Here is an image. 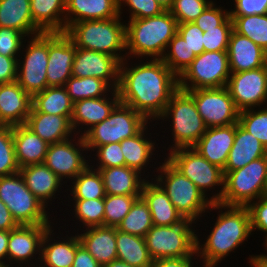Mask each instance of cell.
Returning a JSON list of instances; mask_svg holds the SVG:
<instances>
[{"label":"cell","mask_w":267,"mask_h":267,"mask_svg":"<svg viewBox=\"0 0 267 267\" xmlns=\"http://www.w3.org/2000/svg\"><path fill=\"white\" fill-rule=\"evenodd\" d=\"M0 27L16 29L26 37L43 32L33 22L30 0H0Z\"/></svg>","instance_id":"obj_35"},{"label":"cell","mask_w":267,"mask_h":267,"mask_svg":"<svg viewBox=\"0 0 267 267\" xmlns=\"http://www.w3.org/2000/svg\"><path fill=\"white\" fill-rule=\"evenodd\" d=\"M72 267H102L80 243L77 235V250Z\"/></svg>","instance_id":"obj_58"},{"label":"cell","mask_w":267,"mask_h":267,"mask_svg":"<svg viewBox=\"0 0 267 267\" xmlns=\"http://www.w3.org/2000/svg\"><path fill=\"white\" fill-rule=\"evenodd\" d=\"M227 51H204L196 55L191 65L178 78L179 89L220 88L230 77Z\"/></svg>","instance_id":"obj_13"},{"label":"cell","mask_w":267,"mask_h":267,"mask_svg":"<svg viewBox=\"0 0 267 267\" xmlns=\"http://www.w3.org/2000/svg\"><path fill=\"white\" fill-rule=\"evenodd\" d=\"M178 30L169 10L159 15L125 21L126 56L133 59H161Z\"/></svg>","instance_id":"obj_4"},{"label":"cell","mask_w":267,"mask_h":267,"mask_svg":"<svg viewBox=\"0 0 267 267\" xmlns=\"http://www.w3.org/2000/svg\"><path fill=\"white\" fill-rule=\"evenodd\" d=\"M248 267H267V253L260 252L259 254H249L246 258Z\"/></svg>","instance_id":"obj_60"},{"label":"cell","mask_w":267,"mask_h":267,"mask_svg":"<svg viewBox=\"0 0 267 267\" xmlns=\"http://www.w3.org/2000/svg\"><path fill=\"white\" fill-rule=\"evenodd\" d=\"M139 197L141 195H106L104 198V226L117 228Z\"/></svg>","instance_id":"obj_44"},{"label":"cell","mask_w":267,"mask_h":267,"mask_svg":"<svg viewBox=\"0 0 267 267\" xmlns=\"http://www.w3.org/2000/svg\"><path fill=\"white\" fill-rule=\"evenodd\" d=\"M13 142L19 168L44 162L49 144L25 124L13 126Z\"/></svg>","instance_id":"obj_34"},{"label":"cell","mask_w":267,"mask_h":267,"mask_svg":"<svg viewBox=\"0 0 267 267\" xmlns=\"http://www.w3.org/2000/svg\"><path fill=\"white\" fill-rule=\"evenodd\" d=\"M117 259L133 267H151L153 260L149 255L145 239L124 233L116 228Z\"/></svg>","instance_id":"obj_37"},{"label":"cell","mask_w":267,"mask_h":267,"mask_svg":"<svg viewBox=\"0 0 267 267\" xmlns=\"http://www.w3.org/2000/svg\"><path fill=\"white\" fill-rule=\"evenodd\" d=\"M152 260L197 257L196 223L184 219L172 226H155L144 237Z\"/></svg>","instance_id":"obj_9"},{"label":"cell","mask_w":267,"mask_h":267,"mask_svg":"<svg viewBox=\"0 0 267 267\" xmlns=\"http://www.w3.org/2000/svg\"><path fill=\"white\" fill-rule=\"evenodd\" d=\"M99 170L106 195H141L148 180L139 171L128 166L94 168Z\"/></svg>","instance_id":"obj_32"},{"label":"cell","mask_w":267,"mask_h":267,"mask_svg":"<svg viewBox=\"0 0 267 267\" xmlns=\"http://www.w3.org/2000/svg\"><path fill=\"white\" fill-rule=\"evenodd\" d=\"M0 267H11V266H9L7 264H0Z\"/></svg>","instance_id":"obj_65"},{"label":"cell","mask_w":267,"mask_h":267,"mask_svg":"<svg viewBox=\"0 0 267 267\" xmlns=\"http://www.w3.org/2000/svg\"><path fill=\"white\" fill-rule=\"evenodd\" d=\"M219 1L214 0L204 12L194 21V23L205 32L206 29H211L220 26L229 16L228 2L227 7L218 5Z\"/></svg>","instance_id":"obj_52"},{"label":"cell","mask_w":267,"mask_h":267,"mask_svg":"<svg viewBox=\"0 0 267 267\" xmlns=\"http://www.w3.org/2000/svg\"><path fill=\"white\" fill-rule=\"evenodd\" d=\"M66 0H30L33 22L43 32H65Z\"/></svg>","instance_id":"obj_36"},{"label":"cell","mask_w":267,"mask_h":267,"mask_svg":"<svg viewBox=\"0 0 267 267\" xmlns=\"http://www.w3.org/2000/svg\"><path fill=\"white\" fill-rule=\"evenodd\" d=\"M26 38L16 29L0 27V54L7 57H19Z\"/></svg>","instance_id":"obj_53"},{"label":"cell","mask_w":267,"mask_h":267,"mask_svg":"<svg viewBox=\"0 0 267 267\" xmlns=\"http://www.w3.org/2000/svg\"><path fill=\"white\" fill-rule=\"evenodd\" d=\"M153 225L148 204L142 197H139L132 204L129 213L117 226V230L144 238Z\"/></svg>","instance_id":"obj_41"},{"label":"cell","mask_w":267,"mask_h":267,"mask_svg":"<svg viewBox=\"0 0 267 267\" xmlns=\"http://www.w3.org/2000/svg\"><path fill=\"white\" fill-rule=\"evenodd\" d=\"M120 103L118 90L99 98H87L73 103L71 126L75 134L82 136L93 125L108 118Z\"/></svg>","instance_id":"obj_23"},{"label":"cell","mask_w":267,"mask_h":267,"mask_svg":"<svg viewBox=\"0 0 267 267\" xmlns=\"http://www.w3.org/2000/svg\"><path fill=\"white\" fill-rule=\"evenodd\" d=\"M48 32L27 37L18 58L17 82L31 96L47 87Z\"/></svg>","instance_id":"obj_12"},{"label":"cell","mask_w":267,"mask_h":267,"mask_svg":"<svg viewBox=\"0 0 267 267\" xmlns=\"http://www.w3.org/2000/svg\"><path fill=\"white\" fill-rule=\"evenodd\" d=\"M93 168H109L125 166V158L120 142L98 146L90 155Z\"/></svg>","instance_id":"obj_48"},{"label":"cell","mask_w":267,"mask_h":267,"mask_svg":"<svg viewBox=\"0 0 267 267\" xmlns=\"http://www.w3.org/2000/svg\"><path fill=\"white\" fill-rule=\"evenodd\" d=\"M178 89V77L161 59L125 58L120 63V103L149 122H156Z\"/></svg>","instance_id":"obj_1"},{"label":"cell","mask_w":267,"mask_h":267,"mask_svg":"<svg viewBox=\"0 0 267 267\" xmlns=\"http://www.w3.org/2000/svg\"><path fill=\"white\" fill-rule=\"evenodd\" d=\"M154 180L167 193L173 206L184 219L198 223L207 213L211 202L165 157L159 163Z\"/></svg>","instance_id":"obj_6"},{"label":"cell","mask_w":267,"mask_h":267,"mask_svg":"<svg viewBox=\"0 0 267 267\" xmlns=\"http://www.w3.org/2000/svg\"><path fill=\"white\" fill-rule=\"evenodd\" d=\"M194 99L197 111L207 128L238 123L239 110L226 86L187 91Z\"/></svg>","instance_id":"obj_16"},{"label":"cell","mask_w":267,"mask_h":267,"mask_svg":"<svg viewBox=\"0 0 267 267\" xmlns=\"http://www.w3.org/2000/svg\"><path fill=\"white\" fill-rule=\"evenodd\" d=\"M231 73L254 70L267 64V52L234 29L227 48Z\"/></svg>","instance_id":"obj_27"},{"label":"cell","mask_w":267,"mask_h":267,"mask_svg":"<svg viewBox=\"0 0 267 267\" xmlns=\"http://www.w3.org/2000/svg\"><path fill=\"white\" fill-rule=\"evenodd\" d=\"M65 206L66 207L63 208V210H65L62 214H58L59 217L56 218V221H59L58 223L60 225L62 224L61 227L67 228L66 230L78 232L81 231L82 228L104 226V198L89 200L66 199ZM61 215H63L64 218H61ZM67 215L69 216L68 218L66 217ZM70 221H73L71 223L72 226L69 224ZM68 227H70V229Z\"/></svg>","instance_id":"obj_24"},{"label":"cell","mask_w":267,"mask_h":267,"mask_svg":"<svg viewBox=\"0 0 267 267\" xmlns=\"http://www.w3.org/2000/svg\"><path fill=\"white\" fill-rule=\"evenodd\" d=\"M32 108V97L17 81L0 84V125L26 124Z\"/></svg>","instance_id":"obj_25"},{"label":"cell","mask_w":267,"mask_h":267,"mask_svg":"<svg viewBox=\"0 0 267 267\" xmlns=\"http://www.w3.org/2000/svg\"><path fill=\"white\" fill-rule=\"evenodd\" d=\"M177 33L187 42L188 47L196 55L202 54L204 49V32L194 23L178 24Z\"/></svg>","instance_id":"obj_54"},{"label":"cell","mask_w":267,"mask_h":267,"mask_svg":"<svg viewBox=\"0 0 267 267\" xmlns=\"http://www.w3.org/2000/svg\"><path fill=\"white\" fill-rule=\"evenodd\" d=\"M250 214L252 234L262 235L264 238L259 242L265 243L267 241V196L259 197L247 206ZM255 232V233H254Z\"/></svg>","instance_id":"obj_51"},{"label":"cell","mask_w":267,"mask_h":267,"mask_svg":"<svg viewBox=\"0 0 267 267\" xmlns=\"http://www.w3.org/2000/svg\"><path fill=\"white\" fill-rule=\"evenodd\" d=\"M155 124L159 126L157 127L160 133L159 140L163 142L159 145L164 156L177 148L193 147L207 129L197 111L193 97L182 89H178L172 95L166 109Z\"/></svg>","instance_id":"obj_3"},{"label":"cell","mask_w":267,"mask_h":267,"mask_svg":"<svg viewBox=\"0 0 267 267\" xmlns=\"http://www.w3.org/2000/svg\"><path fill=\"white\" fill-rule=\"evenodd\" d=\"M266 180L267 156L228 172L224 177V192L218 203L247 207L259 197L265 196Z\"/></svg>","instance_id":"obj_10"},{"label":"cell","mask_w":267,"mask_h":267,"mask_svg":"<svg viewBox=\"0 0 267 267\" xmlns=\"http://www.w3.org/2000/svg\"><path fill=\"white\" fill-rule=\"evenodd\" d=\"M226 88L239 111L264 107L267 99V64L254 70L231 73Z\"/></svg>","instance_id":"obj_19"},{"label":"cell","mask_w":267,"mask_h":267,"mask_svg":"<svg viewBox=\"0 0 267 267\" xmlns=\"http://www.w3.org/2000/svg\"><path fill=\"white\" fill-rule=\"evenodd\" d=\"M230 17L237 33L251 39L267 52V14Z\"/></svg>","instance_id":"obj_43"},{"label":"cell","mask_w":267,"mask_h":267,"mask_svg":"<svg viewBox=\"0 0 267 267\" xmlns=\"http://www.w3.org/2000/svg\"><path fill=\"white\" fill-rule=\"evenodd\" d=\"M76 250L77 233L66 230L55 222L44 234L39 266L72 267Z\"/></svg>","instance_id":"obj_20"},{"label":"cell","mask_w":267,"mask_h":267,"mask_svg":"<svg viewBox=\"0 0 267 267\" xmlns=\"http://www.w3.org/2000/svg\"><path fill=\"white\" fill-rule=\"evenodd\" d=\"M19 172L26 187L57 217V213L63 211L67 199L65 183L44 163L22 167Z\"/></svg>","instance_id":"obj_17"},{"label":"cell","mask_w":267,"mask_h":267,"mask_svg":"<svg viewBox=\"0 0 267 267\" xmlns=\"http://www.w3.org/2000/svg\"><path fill=\"white\" fill-rule=\"evenodd\" d=\"M199 222L196 223V255L201 266L219 267L229 256H232V253H236L239 247L242 250V246L247 245L246 242L250 243L248 242L250 237H255L252 234L247 207L211 203L207 213ZM202 227L205 229L202 230ZM206 227L208 232L202 233L206 231Z\"/></svg>","instance_id":"obj_2"},{"label":"cell","mask_w":267,"mask_h":267,"mask_svg":"<svg viewBox=\"0 0 267 267\" xmlns=\"http://www.w3.org/2000/svg\"><path fill=\"white\" fill-rule=\"evenodd\" d=\"M233 31V20L229 16L220 26L206 29L203 34L205 51H227Z\"/></svg>","instance_id":"obj_50"},{"label":"cell","mask_w":267,"mask_h":267,"mask_svg":"<svg viewBox=\"0 0 267 267\" xmlns=\"http://www.w3.org/2000/svg\"><path fill=\"white\" fill-rule=\"evenodd\" d=\"M25 125L48 144L61 142L75 135L71 116L30 112Z\"/></svg>","instance_id":"obj_33"},{"label":"cell","mask_w":267,"mask_h":267,"mask_svg":"<svg viewBox=\"0 0 267 267\" xmlns=\"http://www.w3.org/2000/svg\"><path fill=\"white\" fill-rule=\"evenodd\" d=\"M265 196H267V180H266Z\"/></svg>","instance_id":"obj_66"},{"label":"cell","mask_w":267,"mask_h":267,"mask_svg":"<svg viewBox=\"0 0 267 267\" xmlns=\"http://www.w3.org/2000/svg\"><path fill=\"white\" fill-rule=\"evenodd\" d=\"M227 2L228 3L230 2L229 3L230 16L267 14V0H229Z\"/></svg>","instance_id":"obj_55"},{"label":"cell","mask_w":267,"mask_h":267,"mask_svg":"<svg viewBox=\"0 0 267 267\" xmlns=\"http://www.w3.org/2000/svg\"><path fill=\"white\" fill-rule=\"evenodd\" d=\"M164 11V7L156 0H119V15L125 17V21L153 17Z\"/></svg>","instance_id":"obj_47"},{"label":"cell","mask_w":267,"mask_h":267,"mask_svg":"<svg viewBox=\"0 0 267 267\" xmlns=\"http://www.w3.org/2000/svg\"><path fill=\"white\" fill-rule=\"evenodd\" d=\"M76 233L80 243L101 266L117 259L116 227H89Z\"/></svg>","instance_id":"obj_28"},{"label":"cell","mask_w":267,"mask_h":267,"mask_svg":"<svg viewBox=\"0 0 267 267\" xmlns=\"http://www.w3.org/2000/svg\"><path fill=\"white\" fill-rule=\"evenodd\" d=\"M141 197L148 204L155 226H172L184 220L173 206L167 193L154 179H148L144 183Z\"/></svg>","instance_id":"obj_29"},{"label":"cell","mask_w":267,"mask_h":267,"mask_svg":"<svg viewBox=\"0 0 267 267\" xmlns=\"http://www.w3.org/2000/svg\"><path fill=\"white\" fill-rule=\"evenodd\" d=\"M165 158L190 179L211 203H218L224 192V173L193 147L177 148Z\"/></svg>","instance_id":"obj_7"},{"label":"cell","mask_w":267,"mask_h":267,"mask_svg":"<svg viewBox=\"0 0 267 267\" xmlns=\"http://www.w3.org/2000/svg\"><path fill=\"white\" fill-rule=\"evenodd\" d=\"M159 4H161L165 10H169L173 3H174V0H156Z\"/></svg>","instance_id":"obj_63"},{"label":"cell","mask_w":267,"mask_h":267,"mask_svg":"<svg viewBox=\"0 0 267 267\" xmlns=\"http://www.w3.org/2000/svg\"><path fill=\"white\" fill-rule=\"evenodd\" d=\"M0 199L19 225H53L57 222V217L26 187L20 172L0 177Z\"/></svg>","instance_id":"obj_8"},{"label":"cell","mask_w":267,"mask_h":267,"mask_svg":"<svg viewBox=\"0 0 267 267\" xmlns=\"http://www.w3.org/2000/svg\"><path fill=\"white\" fill-rule=\"evenodd\" d=\"M43 163L67 186L90 164L83 137L75 134L67 140L49 144Z\"/></svg>","instance_id":"obj_15"},{"label":"cell","mask_w":267,"mask_h":267,"mask_svg":"<svg viewBox=\"0 0 267 267\" xmlns=\"http://www.w3.org/2000/svg\"><path fill=\"white\" fill-rule=\"evenodd\" d=\"M18 58L0 54V84L17 81Z\"/></svg>","instance_id":"obj_56"},{"label":"cell","mask_w":267,"mask_h":267,"mask_svg":"<svg viewBox=\"0 0 267 267\" xmlns=\"http://www.w3.org/2000/svg\"><path fill=\"white\" fill-rule=\"evenodd\" d=\"M66 191L68 199L89 200L106 196L102 176L90 164L66 186Z\"/></svg>","instance_id":"obj_38"},{"label":"cell","mask_w":267,"mask_h":267,"mask_svg":"<svg viewBox=\"0 0 267 267\" xmlns=\"http://www.w3.org/2000/svg\"><path fill=\"white\" fill-rule=\"evenodd\" d=\"M52 225H19L9 231L7 265L11 267L39 266L41 244Z\"/></svg>","instance_id":"obj_18"},{"label":"cell","mask_w":267,"mask_h":267,"mask_svg":"<svg viewBox=\"0 0 267 267\" xmlns=\"http://www.w3.org/2000/svg\"><path fill=\"white\" fill-rule=\"evenodd\" d=\"M19 224L13 218L10 210L7 208L5 203L0 199V230L11 231L18 227Z\"/></svg>","instance_id":"obj_59"},{"label":"cell","mask_w":267,"mask_h":267,"mask_svg":"<svg viewBox=\"0 0 267 267\" xmlns=\"http://www.w3.org/2000/svg\"><path fill=\"white\" fill-rule=\"evenodd\" d=\"M261 245H262V247L264 248V249H263L264 252L267 253V241H266L265 243L261 244ZM265 250H266V251H265Z\"/></svg>","instance_id":"obj_64"},{"label":"cell","mask_w":267,"mask_h":267,"mask_svg":"<svg viewBox=\"0 0 267 267\" xmlns=\"http://www.w3.org/2000/svg\"><path fill=\"white\" fill-rule=\"evenodd\" d=\"M64 87L73 103L87 98L104 97L114 90L106 81L94 77L71 76Z\"/></svg>","instance_id":"obj_40"},{"label":"cell","mask_w":267,"mask_h":267,"mask_svg":"<svg viewBox=\"0 0 267 267\" xmlns=\"http://www.w3.org/2000/svg\"><path fill=\"white\" fill-rule=\"evenodd\" d=\"M30 112L72 116L73 102L64 86L47 87L44 91L32 97Z\"/></svg>","instance_id":"obj_39"},{"label":"cell","mask_w":267,"mask_h":267,"mask_svg":"<svg viewBox=\"0 0 267 267\" xmlns=\"http://www.w3.org/2000/svg\"><path fill=\"white\" fill-rule=\"evenodd\" d=\"M235 138V124L209 127L193 146L206 160L224 170Z\"/></svg>","instance_id":"obj_26"},{"label":"cell","mask_w":267,"mask_h":267,"mask_svg":"<svg viewBox=\"0 0 267 267\" xmlns=\"http://www.w3.org/2000/svg\"><path fill=\"white\" fill-rule=\"evenodd\" d=\"M76 47L64 32H48V87L64 86L72 76Z\"/></svg>","instance_id":"obj_22"},{"label":"cell","mask_w":267,"mask_h":267,"mask_svg":"<svg viewBox=\"0 0 267 267\" xmlns=\"http://www.w3.org/2000/svg\"><path fill=\"white\" fill-rule=\"evenodd\" d=\"M196 54L190 50L187 42L176 33L168 43L166 51L161 60L179 78L191 65Z\"/></svg>","instance_id":"obj_42"},{"label":"cell","mask_w":267,"mask_h":267,"mask_svg":"<svg viewBox=\"0 0 267 267\" xmlns=\"http://www.w3.org/2000/svg\"><path fill=\"white\" fill-rule=\"evenodd\" d=\"M149 121L132 107L119 103L110 116L83 135L89 155L98 147L137 135Z\"/></svg>","instance_id":"obj_11"},{"label":"cell","mask_w":267,"mask_h":267,"mask_svg":"<svg viewBox=\"0 0 267 267\" xmlns=\"http://www.w3.org/2000/svg\"><path fill=\"white\" fill-rule=\"evenodd\" d=\"M238 123L267 149V108L265 106L240 111Z\"/></svg>","instance_id":"obj_45"},{"label":"cell","mask_w":267,"mask_h":267,"mask_svg":"<svg viewBox=\"0 0 267 267\" xmlns=\"http://www.w3.org/2000/svg\"><path fill=\"white\" fill-rule=\"evenodd\" d=\"M9 231L0 230V264H7Z\"/></svg>","instance_id":"obj_61"},{"label":"cell","mask_w":267,"mask_h":267,"mask_svg":"<svg viewBox=\"0 0 267 267\" xmlns=\"http://www.w3.org/2000/svg\"><path fill=\"white\" fill-rule=\"evenodd\" d=\"M64 33L76 48L105 53L120 62L127 58L125 20L120 15L111 19L76 22Z\"/></svg>","instance_id":"obj_5"},{"label":"cell","mask_w":267,"mask_h":267,"mask_svg":"<svg viewBox=\"0 0 267 267\" xmlns=\"http://www.w3.org/2000/svg\"><path fill=\"white\" fill-rule=\"evenodd\" d=\"M214 0H174L169 9L178 24L194 22Z\"/></svg>","instance_id":"obj_49"},{"label":"cell","mask_w":267,"mask_h":267,"mask_svg":"<svg viewBox=\"0 0 267 267\" xmlns=\"http://www.w3.org/2000/svg\"><path fill=\"white\" fill-rule=\"evenodd\" d=\"M119 16V0H66L65 30L73 23Z\"/></svg>","instance_id":"obj_30"},{"label":"cell","mask_w":267,"mask_h":267,"mask_svg":"<svg viewBox=\"0 0 267 267\" xmlns=\"http://www.w3.org/2000/svg\"><path fill=\"white\" fill-rule=\"evenodd\" d=\"M156 129L155 122H149L137 135L120 142L125 166L139 171L147 179H154L159 163L165 157L161 155V141Z\"/></svg>","instance_id":"obj_14"},{"label":"cell","mask_w":267,"mask_h":267,"mask_svg":"<svg viewBox=\"0 0 267 267\" xmlns=\"http://www.w3.org/2000/svg\"><path fill=\"white\" fill-rule=\"evenodd\" d=\"M19 170L13 142V127L0 125V177L16 174Z\"/></svg>","instance_id":"obj_46"},{"label":"cell","mask_w":267,"mask_h":267,"mask_svg":"<svg viewBox=\"0 0 267 267\" xmlns=\"http://www.w3.org/2000/svg\"><path fill=\"white\" fill-rule=\"evenodd\" d=\"M267 156V149L239 123L235 124V138L223 170L224 176L249 164L251 161Z\"/></svg>","instance_id":"obj_31"},{"label":"cell","mask_w":267,"mask_h":267,"mask_svg":"<svg viewBox=\"0 0 267 267\" xmlns=\"http://www.w3.org/2000/svg\"><path fill=\"white\" fill-rule=\"evenodd\" d=\"M102 267H133V266H130L129 264H127L121 260L116 259V260H113L109 264H106Z\"/></svg>","instance_id":"obj_62"},{"label":"cell","mask_w":267,"mask_h":267,"mask_svg":"<svg viewBox=\"0 0 267 267\" xmlns=\"http://www.w3.org/2000/svg\"><path fill=\"white\" fill-rule=\"evenodd\" d=\"M120 61L105 53L76 48L73 77H94L106 81L114 90L119 86Z\"/></svg>","instance_id":"obj_21"},{"label":"cell","mask_w":267,"mask_h":267,"mask_svg":"<svg viewBox=\"0 0 267 267\" xmlns=\"http://www.w3.org/2000/svg\"><path fill=\"white\" fill-rule=\"evenodd\" d=\"M151 267H201V265L197 257H185L154 260Z\"/></svg>","instance_id":"obj_57"}]
</instances>
